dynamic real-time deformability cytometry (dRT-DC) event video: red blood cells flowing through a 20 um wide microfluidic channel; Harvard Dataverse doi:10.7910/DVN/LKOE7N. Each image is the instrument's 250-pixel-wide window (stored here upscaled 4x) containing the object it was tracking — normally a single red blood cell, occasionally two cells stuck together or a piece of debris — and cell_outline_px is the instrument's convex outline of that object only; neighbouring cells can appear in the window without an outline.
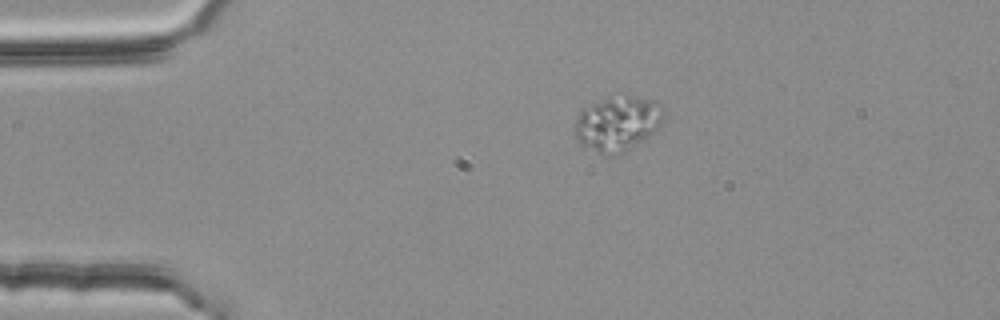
{"species": "common noctule bat (a hibernating species)", "species_latin": "Nyctalus noctula", "temperature_condition": "room temperature", "stored_images_in_passage": 45, "camera_frame_rate_fps": 3000, "um_per_image_px": 0.085, "animal": {"sex": "female", "body_mass_g": 25.1}, "frame": {"image": 1, "passage_image": 1, "time_ms": 0.0, "image_size_px": [1000, 320], "cell_outline_px": [[664, 120], [644, 140], [612, 156], [600, 156], [584, 148], [580, 144], [572, 128], [580, 108], [608, 96], [628, 96], [664, 104]], "centroid_in_image_um": [52.41, 10.51], "position_along_channel_um": 32.6, "area_um2": 28.84}}
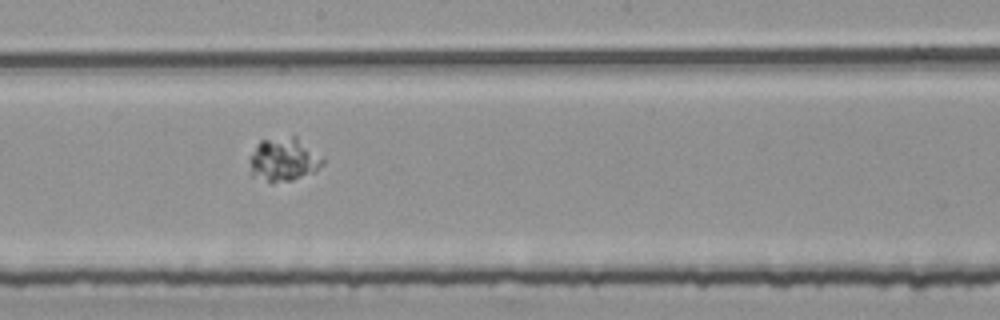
{"frame": {"image": 2, "passage_image": 20, "time_ms": 6.333, "image_size_px": [1000, 320], "cell_outline_px": [[324, 164], [312, 172], [292, 180], [272, 184], [252, 176], [248, 160], [248, 156], [256, 144], [260, 140], [292, 136], [296, 136], [324, 156]], "centroid_in_image_um": [24.08, 13.56], "position_along_channel_um": 224.1, "area_um2": 19.02}}
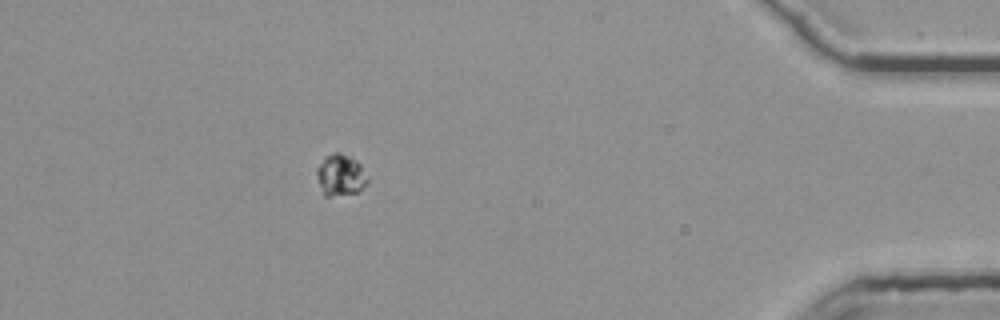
{"frame": {"image": 3, "passage_image": 39, "time_ms": 12.667, "image_size_px": [1000, 320], "cell_outline_px": [[368, 180], [356, 192], [328, 196], [324, 196], [316, 176], [316, 168], [332, 152], [340, 152], [356, 160], [360, 164], [368, 176]], "centroid_in_image_um": [28.93, 14.87], "position_along_channel_um": 406.3, "area_um2": 11.96}}